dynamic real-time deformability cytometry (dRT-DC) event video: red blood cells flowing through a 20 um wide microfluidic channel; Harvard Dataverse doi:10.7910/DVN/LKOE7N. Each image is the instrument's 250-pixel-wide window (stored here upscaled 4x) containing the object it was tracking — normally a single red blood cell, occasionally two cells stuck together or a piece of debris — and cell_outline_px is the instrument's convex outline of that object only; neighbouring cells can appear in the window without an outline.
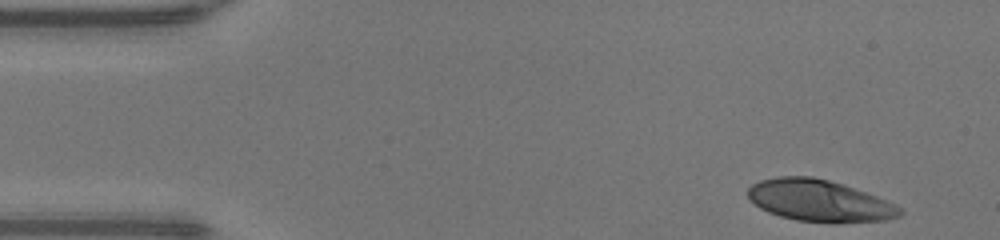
{"species": "human", "species_latin": "Homo sapiens", "temperature_condition": "warm", "stored_images_in_passage": 38, "camera_frame_rate_fps": 3000, "um_per_image_px": 0.085, "donor": {"sex": "male"}, "frame": {"image": 1, "passage_image": 1, "time_ms": 0.0, "image_size_px": [1000, 240], "cell_outline_px": [[904, 212], [900, 216], [884, 220], [832, 224], [796, 220], [780, 216], [768, 212], [760, 208], [748, 196], [748, 188], [752, 184], [760, 180], [776, 176], [812, 176], [844, 184], [888, 200], [896, 204]], "centroid_in_image_um": [69.68, 17.07], "position_along_channel_um": 15.3, "area_um2": 37.34}}
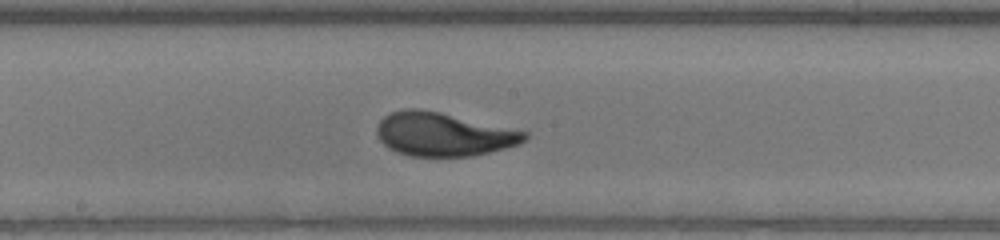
{"frame": {"image": 2, "passage_image": 22, "time_ms": 7.0, "image_size_px": [1000, 240], "cell_outline_px": [[528, 136], [520, 144], [472, 156], [408, 156], [396, 152], [388, 148], [380, 140], [376, 132], [376, 128], [380, 120], [388, 112], [400, 108], [416, 108], [440, 112], [528, 132]], "centroid_in_image_um": [37.63, 11.4], "position_along_channel_um": 210.6, "area_um2": 37.57}}
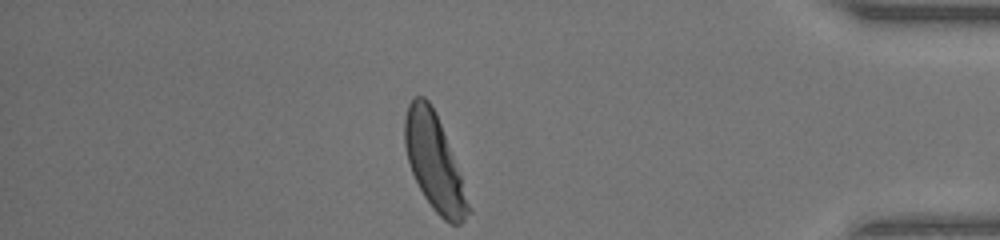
{"frame": {"image": 3, "passage_image": 38, "time_ms": 12.333, "image_size_px": [1000, 240], "cell_outline_px": [[472, 212], [460, 224], [448, 224], [432, 208], [424, 196], [412, 172], [408, 160], [404, 144], [404, 120], [408, 104], [416, 96], [424, 96], [428, 100], [440, 124], [460, 176], [472, 208]], "centroid_in_image_um": [36.9, 13.85], "position_along_channel_um": 398.3, "area_um2": 34.68}, "authors_computed_cell_mechanics": {"area_um2": 36.6452, "velocity_mm_per_s": 4.298, "shape_relaxation_time_tau1_ms": 2.9972, "shape_relaxation_time_tau2_ms": null, "deformation_change_tau1": 0.2005, "deformation_change_tau2": null}}